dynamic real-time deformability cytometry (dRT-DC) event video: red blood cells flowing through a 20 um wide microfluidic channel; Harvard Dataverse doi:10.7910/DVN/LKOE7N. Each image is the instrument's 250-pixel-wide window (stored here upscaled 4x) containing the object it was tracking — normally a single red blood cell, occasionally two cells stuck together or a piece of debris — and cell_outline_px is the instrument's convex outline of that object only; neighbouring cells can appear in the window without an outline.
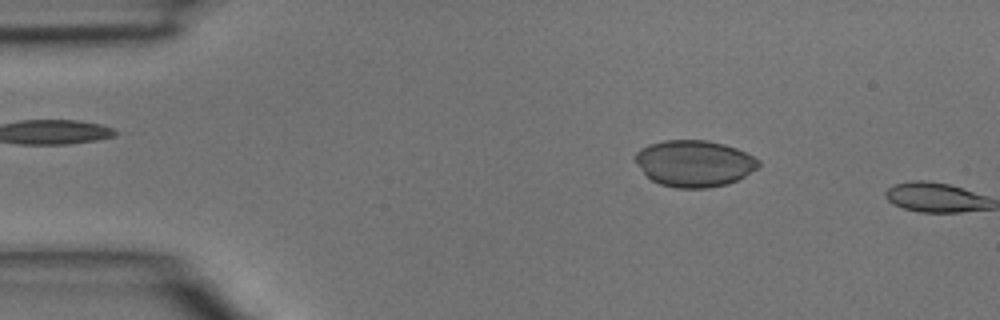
{"species": "common noctule bat (a hibernating species)", "species_latin": "Nyctalus noctula", "temperature_condition": "room temperature", "stored_images_in_passage": 2, "camera_frame_rate_fps": 3000, "um_per_image_px": 0.085, "animal": {"sex": "male", "body_mass_g": 15.6}, "frame": {"image": 1, "passage_image": 1, "time_ms": 0.0, "image_size_px": [1000, 320], "cell_outline_px": [[760, 164], [756, 168], [744, 176], [728, 184], [708, 188], [676, 188], [660, 184], [652, 180], [636, 164], [636, 152], [640, 148], [648, 144], [664, 140], [708, 140], [724, 144], [736, 148], [760, 160]], "centroid_in_image_um": [59.0, 13.89], "position_along_channel_um": 26.0, "area_um2": 33.29}}